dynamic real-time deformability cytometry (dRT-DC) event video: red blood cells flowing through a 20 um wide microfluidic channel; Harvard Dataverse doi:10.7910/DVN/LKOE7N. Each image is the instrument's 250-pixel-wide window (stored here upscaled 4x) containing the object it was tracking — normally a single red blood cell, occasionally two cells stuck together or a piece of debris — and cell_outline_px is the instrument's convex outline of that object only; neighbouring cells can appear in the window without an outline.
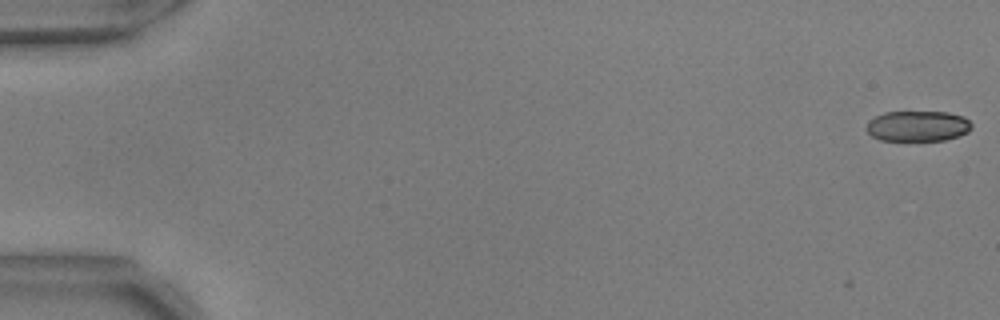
{"species": "common noctule bat (a hibernating species)", "species_latin": "Nyctalus noctula", "temperature_condition": "warm", "stored_images_in_passage": 5, "camera_frame_rate_fps": 3000, "um_per_image_px": 0.085, "animal": {"sex": "male", "body_mass_g": 17.9, "forearm_length_mm": 54.2}, "frame": {"image": 1, "passage_image": 5, "time_ms": 1.333, "image_size_px": [1000, 320], "cell_outline_px": [[972, 128], [968, 132], [960, 136], [944, 140], [880, 140], [872, 136], [868, 132], [868, 120], [884, 112], [948, 112], [964, 116], [972, 124]], "centroid_in_image_um": [78.05, 10.71], "position_along_channel_um": 7.0, "area_um2": 18.73}}